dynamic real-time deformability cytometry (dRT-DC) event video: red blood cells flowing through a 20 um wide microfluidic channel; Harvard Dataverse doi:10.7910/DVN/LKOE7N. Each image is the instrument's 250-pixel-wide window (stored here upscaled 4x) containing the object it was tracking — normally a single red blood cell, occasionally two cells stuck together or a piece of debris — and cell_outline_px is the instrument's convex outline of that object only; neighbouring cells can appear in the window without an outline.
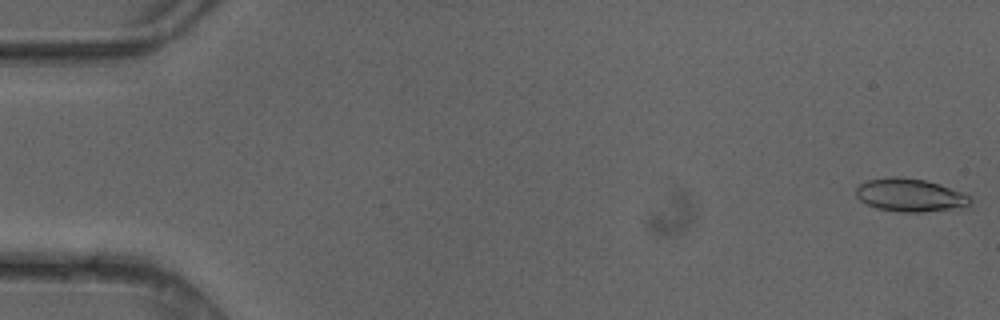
{"species": "common noctule bat (a hibernating species)", "species_latin": "Nyctalus noctula", "temperature_condition": "cold", "stored_images_in_passage": 50, "camera_frame_rate_fps": 3000, "um_per_image_px": 0.085, "animal": {"sex": "female"}, "frame": {"image": 1, "passage_image": 1, "time_ms": 0.0, "image_size_px": [1000, 320], "cell_outline_px": [[972, 204], [948, 208], [920, 212], [900, 212], [876, 208], [860, 200], [856, 196], [856, 188], [860, 184], [868, 180], [892, 176], [924, 180], [940, 184], [964, 192], [972, 196]], "centroid_in_image_um": [77.35, 16.57], "position_along_channel_um": 7.6, "area_um2": 21.79}}
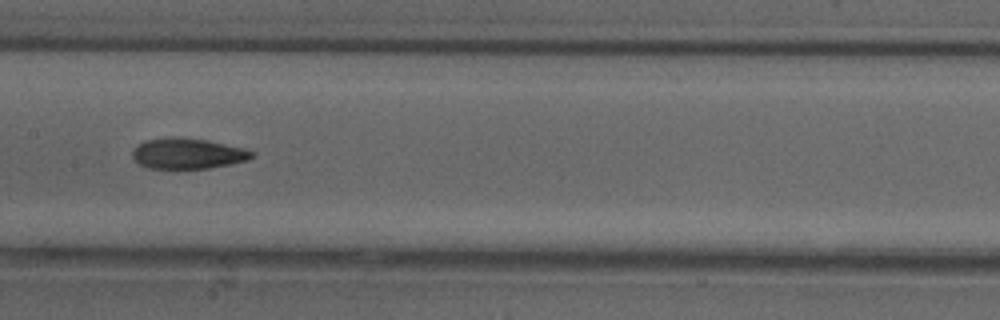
{"frame": {"image": 2, "passage_image": 25, "time_ms": 8.0, "image_size_px": [1000, 320], "cell_outline_px": [[256, 156], [248, 160], [232, 164], [208, 168], [148, 168], [140, 164], [132, 156], [132, 152], [144, 140], [176, 136], [180, 136], [208, 140], [244, 148], [256, 152]], "centroid_in_image_um": [16.02, 13.04], "position_along_channel_um": 191.4, "area_um2": 21.44}}
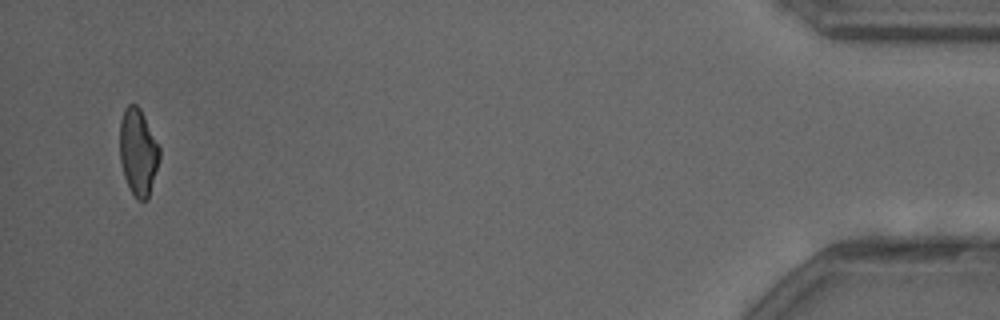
{"frame": {"image": 3, "passage_image": 48, "time_ms": 15.667, "image_size_px": [1000, 320], "cell_outline_px": [[160, 156], [148, 196], [144, 200], [136, 200], [128, 188], [124, 176], [120, 160], [120, 120], [124, 108], [128, 104], [136, 104], [140, 108], [160, 148]], "centroid_in_image_um": [11.71, 12.9], "position_along_channel_um": 423.5, "area_um2": 19.94}, "authors_computed_cell_mechanics": {"area_um2": 21.4149, "velocity_mm_per_s": 4.1555, "shape_relaxation_time_tau1_ms": 5.8, "shape_relaxation_time_tau2_ms": 3.7024, "deformation_change_tau1": 0.1758, "deformation_change_tau2": 0.109}}